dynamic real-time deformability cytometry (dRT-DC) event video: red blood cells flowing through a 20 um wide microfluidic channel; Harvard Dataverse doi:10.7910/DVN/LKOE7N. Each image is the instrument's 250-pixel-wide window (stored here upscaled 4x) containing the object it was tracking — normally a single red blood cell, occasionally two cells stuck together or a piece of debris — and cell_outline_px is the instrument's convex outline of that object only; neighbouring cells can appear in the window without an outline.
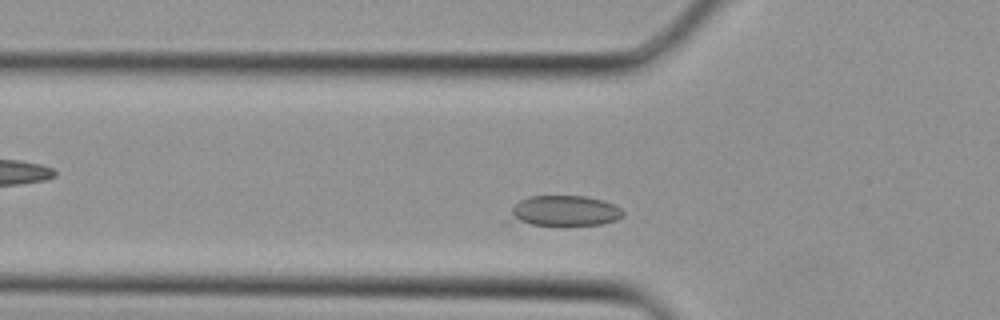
{"species": "Egyptian fruit bat (a non-hibernating species)", "species_latin": "Rousettus aegyptiacus", "temperature_condition": "cold", "stored_images_in_passage": 21, "camera_frame_rate_fps": 3000, "um_per_image_px": 0.085, "animal": {"sex": "female"}, "frame": {"image": 1, "passage_image": 3, "time_ms": 0.667, "image_size_px": [1000, 320], "cell_outline_px": [[624, 216], [616, 220], [600, 224], [500, 224], [512, 208], [520, 200], [528, 196], [584, 196], [604, 200], [620, 208], [624, 212]], "centroid_in_image_um": [47.82, 17.94], "position_along_channel_um": 78.0, "area_um2": 20.58}}
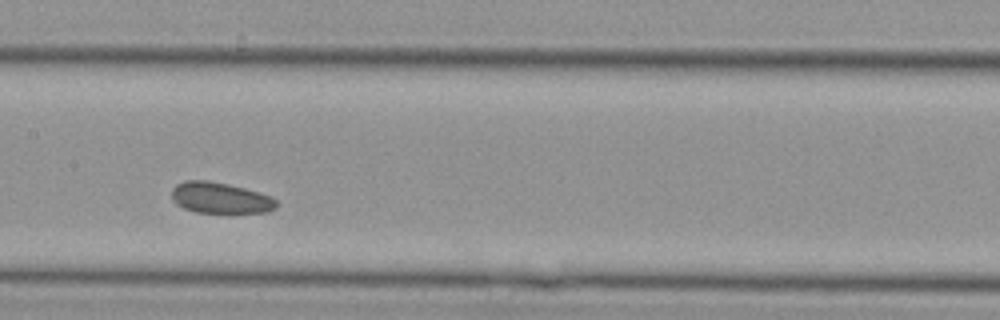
{"frame": {"image": 2, "passage_image": 9, "time_ms": 2.667, "image_size_px": [1000, 320], "cell_outline_px": [[276, 208], [268, 212], [196, 212], [184, 208], [176, 204], [172, 200], [172, 188], [176, 184], [184, 180], [208, 180], [228, 184], [260, 192], [272, 196], [276, 200]], "centroid_in_image_um": [18.71, 16.81], "position_along_channel_um": 188.7, "area_um2": 18.96}}
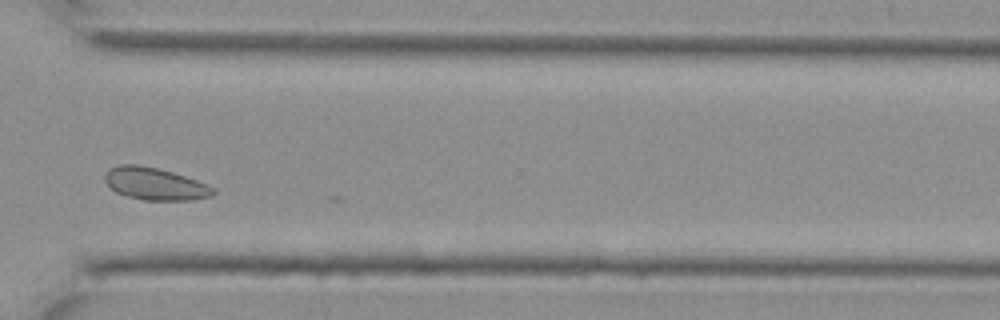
{"frame": {"image": 3, "passage_image": 18, "time_ms": 5.667, "image_size_px": [1000, 320], "cell_outline_px": [[216, 192], [212, 196], [192, 200], [144, 200], [128, 196], [116, 192], [104, 180], [104, 176], [108, 168], [120, 164], [140, 164], [160, 168], [196, 180], [216, 188]], "centroid_in_image_um": [13.17, 15.61], "position_along_channel_um": 357.4, "area_um2": 20.52}}